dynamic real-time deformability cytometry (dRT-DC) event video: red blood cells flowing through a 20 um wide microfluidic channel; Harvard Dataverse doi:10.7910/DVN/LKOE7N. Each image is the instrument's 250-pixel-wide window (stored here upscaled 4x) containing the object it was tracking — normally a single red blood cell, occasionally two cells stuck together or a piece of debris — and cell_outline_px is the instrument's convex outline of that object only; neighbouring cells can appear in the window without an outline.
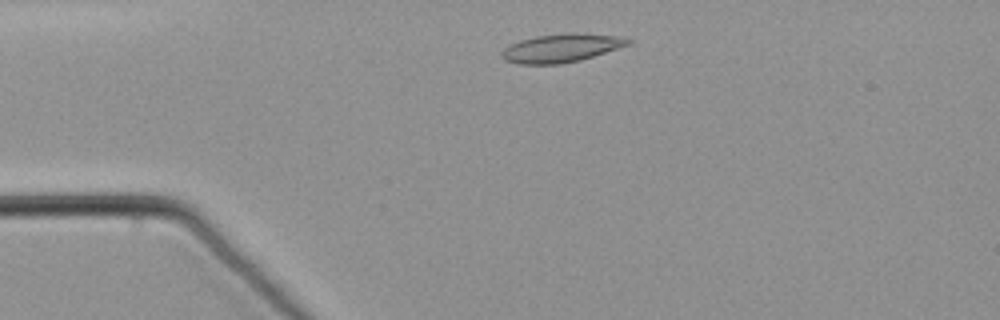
{"species": "common noctule bat (a hibernating species)", "species_latin": "Nyctalus noctula", "temperature_condition": "warm", "stored_images_in_passage": 48, "camera_frame_rate_fps": 3000, "um_per_image_px": 0.085, "animal": {"sex": "male", "body_mass_g": 21.5, "forearm_length_mm": 52.0}, "frame": {"image": 1, "passage_image": 4, "time_ms": 1.0, "image_size_px": [1000, 320], "cell_outline_px": [[632, 44], [580, 60], [560, 64], [520, 64], [504, 60], [500, 56], [500, 52], [508, 44], [520, 40], [536, 36], [568, 32], [572, 32], [624, 36], [632, 40]], "centroid_in_image_um": [47.72, 4.07], "position_along_channel_um": 37.3, "area_um2": 21.27}}
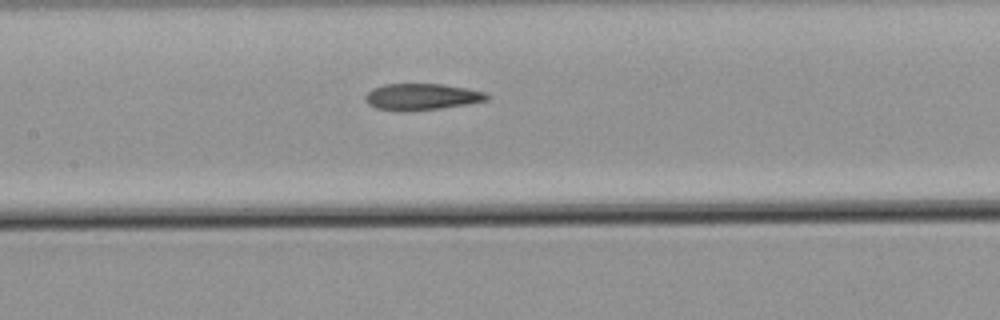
{"frame": {"image": 2, "passage_image": 18, "time_ms": 5.667, "image_size_px": [1000, 320], "cell_outline_px": [[492, 96], [488, 100], [468, 104], [440, 108], [404, 112], [376, 108], [368, 104], [364, 100], [364, 96], [372, 88], [384, 84], [440, 84], [468, 88], [488, 92]], "centroid_in_image_um": [35.87, 8.23], "position_along_channel_um": 171.5, "area_um2": 19.07}}
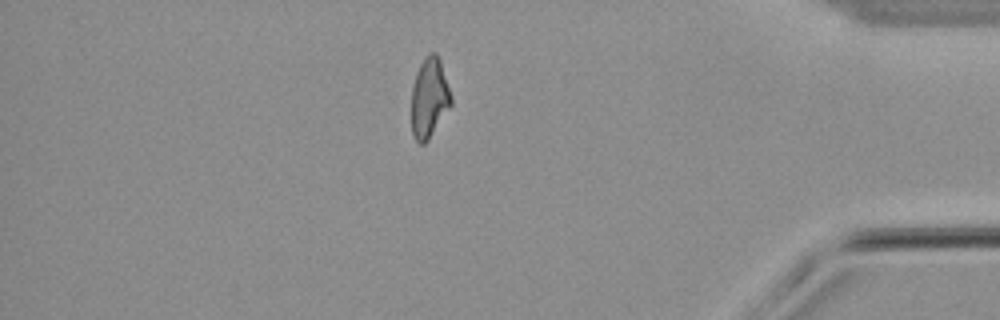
{"frame": {"image": 3, "passage_image": 40, "time_ms": 13.0, "image_size_px": [1000, 320], "cell_outline_px": [[452, 104], [428, 140], [424, 144], [420, 144], [412, 136], [412, 88], [416, 72], [424, 56], [428, 52], [436, 52], [440, 60], [452, 96]], "centroid_in_image_um": [36.49, 8.3], "position_along_channel_um": 398.7, "area_um2": 18.55}}